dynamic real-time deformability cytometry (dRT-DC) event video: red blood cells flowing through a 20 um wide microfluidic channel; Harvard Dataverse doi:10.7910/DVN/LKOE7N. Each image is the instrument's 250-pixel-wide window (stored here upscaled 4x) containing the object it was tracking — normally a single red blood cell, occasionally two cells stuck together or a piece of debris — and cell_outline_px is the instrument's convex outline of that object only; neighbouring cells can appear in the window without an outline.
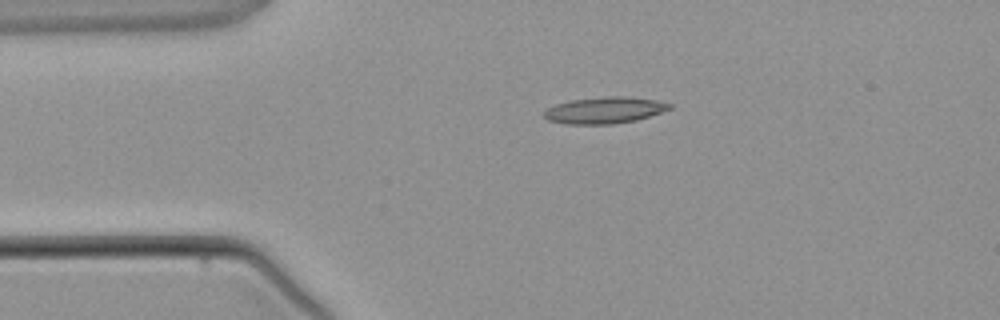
{"species": "common noctule bat (a hibernating species)", "species_latin": "Nyctalus noctula", "temperature_condition": "warm", "stored_images_in_passage": 3, "camera_frame_rate_fps": 3000, "um_per_image_px": 0.085, "animal": {"sex": "male", "body_mass_g": 21.5, "forearm_length_mm": 52.0}, "frame": {"image": 1, "passage_image": 3, "time_ms": 2.333, "image_size_px": [1000, 320], "cell_outline_px": [[672, 108], [636, 120], [612, 124], [564, 124], [548, 120], [544, 116], [544, 112], [548, 108], [556, 104], [572, 100], [608, 96], [620, 96], [656, 100], [672, 104]], "centroid_in_image_um": [51.37, 9.37], "position_along_channel_um": 33.6, "area_um2": 19.13}}